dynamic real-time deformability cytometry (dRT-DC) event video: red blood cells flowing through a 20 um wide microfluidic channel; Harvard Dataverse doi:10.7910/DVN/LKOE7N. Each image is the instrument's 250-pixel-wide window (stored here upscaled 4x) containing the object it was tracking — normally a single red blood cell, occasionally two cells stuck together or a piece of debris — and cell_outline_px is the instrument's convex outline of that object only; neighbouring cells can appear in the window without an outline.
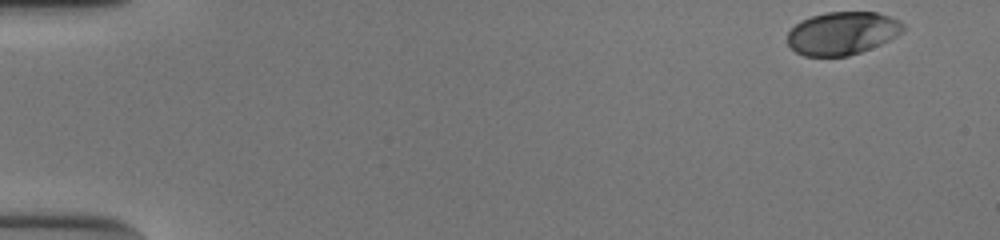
{"species": "human", "species_latin": "Homo sapiens", "temperature_condition": "cold", "stored_images_in_passage": 45, "camera_frame_rate_fps": 3000, "um_per_image_px": 0.085, "donor": {"sex": "male"}, "frame": {"image": 1, "passage_image": 1, "time_ms": 0.0, "image_size_px": [1000, 240], "cell_outline_px": [[904, 32], [880, 44], [860, 52], [848, 56], [804, 56], [796, 52], [788, 44], [788, 32], [800, 20], [812, 16], [828, 12], [876, 12], [900, 20], [904, 24]], "centroid_in_image_um": [71.6, 2.82], "position_along_channel_um": 13.4, "area_um2": 28.9}}
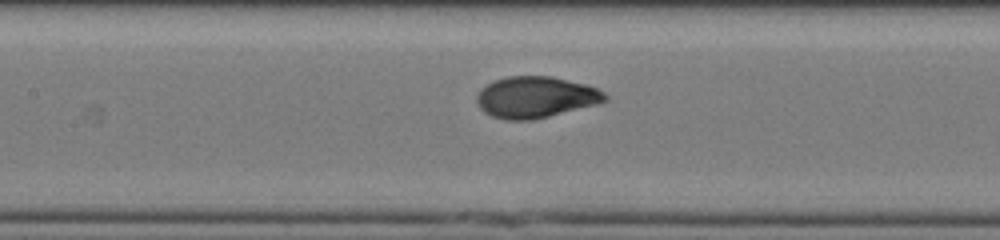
{"frame": {"image": 2, "passage_image": 24, "time_ms": 7.667, "image_size_px": [1000, 240], "cell_outline_px": [[608, 100], [600, 104], [532, 120], [504, 120], [492, 116], [484, 112], [480, 108], [476, 100], [476, 96], [480, 88], [496, 80], [508, 76], [552, 76], [584, 84], [596, 88], [604, 92], [608, 96]], "centroid_in_image_um": [45.54, 8.27], "position_along_channel_um": 161.9, "area_um2": 31.04}}
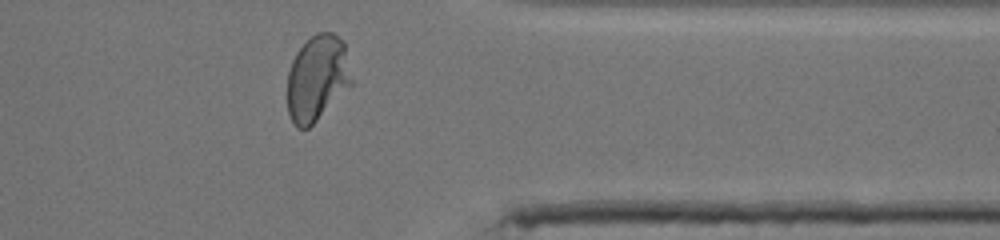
{"frame": {"image": 3, "passage_image": 42, "time_ms": 13.667, "image_size_px": [1000, 240], "cell_outline_px": [[352, 84], [308, 128], [296, 128], [288, 112], [288, 72], [292, 60], [296, 52], [316, 32], [332, 32], [344, 40], [352, 80]], "centroid_in_image_um": [26.96, 6.61], "position_along_channel_um": 384.4, "area_um2": 31.85}, "authors_computed_cell_mechanics": {"area_um2": 30.634, "velocity_mm_per_s": 3.8442, "shape_relaxation_time_tau1_ms": 3.7037, "shape_relaxation_time_tau2_ms": null, "deformation_change_tau1": 0.1733, "deformation_change_tau2": null}}